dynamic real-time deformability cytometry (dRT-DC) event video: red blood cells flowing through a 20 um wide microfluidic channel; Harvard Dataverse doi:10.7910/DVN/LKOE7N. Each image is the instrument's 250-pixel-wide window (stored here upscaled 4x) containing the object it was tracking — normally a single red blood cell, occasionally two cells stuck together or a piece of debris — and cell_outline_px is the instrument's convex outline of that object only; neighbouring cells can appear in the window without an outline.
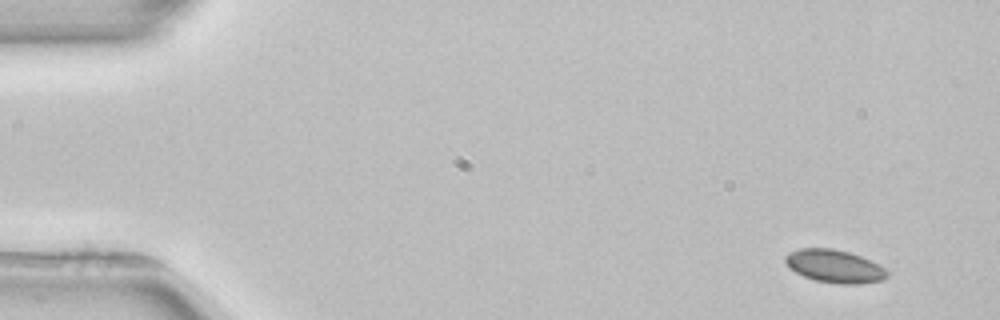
{"species": "common noctule bat (a hibernating species)", "species_latin": "Nyctalus noctula", "temperature_condition": "room temperature", "stored_images_in_passage": 4, "camera_frame_rate_fps": 3000, "um_per_image_px": 0.085, "animal": {"sex": "female", "body_mass_g": 22.7, "forearm_length_mm": 54.2}, "frame": {"image": 1, "passage_image": 1, "time_ms": 0.0, "image_size_px": [1000, 320], "cell_outline_px": [[888, 276], [884, 280], [856, 284], [840, 284], [816, 280], [804, 276], [796, 272], [784, 260], [784, 256], [788, 252], [800, 248], [832, 248], [848, 252], [860, 256], [880, 264], [888, 272]], "centroid_in_image_um": [70.95, 22.62], "position_along_channel_um": 14.0, "area_um2": 19.48}}